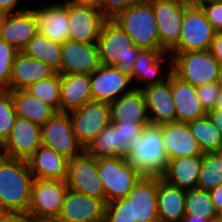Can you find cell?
Returning <instances> with one entry per match:
<instances>
[{
  "label": "cell",
  "mask_w": 222,
  "mask_h": 222,
  "mask_svg": "<svg viewBox=\"0 0 222 222\" xmlns=\"http://www.w3.org/2000/svg\"><path fill=\"white\" fill-rule=\"evenodd\" d=\"M34 181L27 160H0V212L28 213Z\"/></svg>",
  "instance_id": "6da1fadb"
},
{
  "label": "cell",
  "mask_w": 222,
  "mask_h": 222,
  "mask_svg": "<svg viewBox=\"0 0 222 222\" xmlns=\"http://www.w3.org/2000/svg\"><path fill=\"white\" fill-rule=\"evenodd\" d=\"M126 160L142 175L162 177L169 159L165 153L161 125L148 124L141 138L130 140Z\"/></svg>",
  "instance_id": "7a4b0ae2"
},
{
  "label": "cell",
  "mask_w": 222,
  "mask_h": 222,
  "mask_svg": "<svg viewBox=\"0 0 222 222\" xmlns=\"http://www.w3.org/2000/svg\"><path fill=\"white\" fill-rule=\"evenodd\" d=\"M97 46L101 65L114 66L132 75L141 48L133 44L129 35L114 20L106 19L102 24Z\"/></svg>",
  "instance_id": "3957f363"
},
{
  "label": "cell",
  "mask_w": 222,
  "mask_h": 222,
  "mask_svg": "<svg viewBox=\"0 0 222 222\" xmlns=\"http://www.w3.org/2000/svg\"><path fill=\"white\" fill-rule=\"evenodd\" d=\"M112 20L129 35L135 46L161 50L152 0L134 4L117 13Z\"/></svg>",
  "instance_id": "277c9868"
},
{
  "label": "cell",
  "mask_w": 222,
  "mask_h": 222,
  "mask_svg": "<svg viewBox=\"0 0 222 222\" xmlns=\"http://www.w3.org/2000/svg\"><path fill=\"white\" fill-rule=\"evenodd\" d=\"M168 54L172 72L181 80L194 87L217 82L221 64L209 50Z\"/></svg>",
  "instance_id": "5b68a950"
},
{
  "label": "cell",
  "mask_w": 222,
  "mask_h": 222,
  "mask_svg": "<svg viewBox=\"0 0 222 222\" xmlns=\"http://www.w3.org/2000/svg\"><path fill=\"white\" fill-rule=\"evenodd\" d=\"M97 169L104 188L106 204L126 198L142 176L123 157L97 158Z\"/></svg>",
  "instance_id": "8992f818"
},
{
  "label": "cell",
  "mask_w": 222,
  "mask_h": 222,
  "mask_svg": "<svg viewBox=\"0 0 222 222\" xmlns=\"http://www.w3.org/2000/svg\"><path fill=\"white\" fill-rule=\"evenodd\" d=\"M216 31L201 7L188 6L178 43L168 53L210 50Z\"/></svg>",
  "instance_id": "52a82bcc"
},
{
  "label": "cell",
  "mask_w": 222,
  "mask_h": 222,
  "mask_svg": "<svg viewBox=\"0 0 222 222\" xmlns=\"http://www.w3.org/2000/svg\"><path fill=\"white\" fill-rule=\"evenodd\" d=\"M67 192L64 180L34 179L27 214L33 222L57 218Z\"/></svg>",
  "instance_id": "ba28073f"
},
{
  "label": "cell",
  "mask_w": 222,
  "mask_h": 222,
  "mask_svg": "<svg viewBox=\"0 0 222 222\" xmlns=\"http://www.w3.org/2000/svg\"><path fill=\"white\" fill-rule=\"evenodd\" d=\"M42 145L72 159L85 151L78 141L69 113L56 112L41 126Z\"/></svg>",
  "instance_id": "9c48e42d"
},
{
  "label": "cell",
  "mask_w": 222,
  "mask_h": 222,
  "mask_svg": "<svg viewBox=\"0 0 222 222\" xmlns=\"http://www.w3.org/2000/svg\"><path fill=\"white\" fill-rule=\"evenodd\" d=\"M65 182L68 189L105 202L104 188L97 169V159L86 151L68 159Z\"/></svg>",
  "instance_id": "30bf717a"
},
{
  "label": "cell",
  "mask_w": 222,
  "mask_h": 222,
  "mask_svg": "<svg viewBox=\"0 0 222 222\" xmlns=\"http://www.w3.org/2000/svg\"><path fill=\"white\" fill-rule=\"evenodd\" d=\"M161 50L167 53L178 43L182 19L189 4L185 0H152Z\"/></svg>",
  "instance_id": "8fae6325"
},
{
  "label": "cell",
  "mask_w": 222,
  "mask_h": 222,
  "mask_svg": "<svg viewBox=\"0 0 222 222\" xmlns=\"http://www.w3.org/2000/svg\"><path fill=\"white\" fill-rule=\"evenodd\" d=\"M69 115L73 131L84 148L111 123L109 105L106 102L90 101L69 112Z\"/></svg>",
  "instance_id": "7c38bea8"
},
{
  "label": "cell",
  "mask_w": 222,
  "mask_h": 222,
  "mask_svg": "<svg viewBox=\"0 0 222 222\" xmlns=\"http://www.w3.org/2000/svg\"><path fill=\"white\" fill-rule=\"evenodd\" d=\"M131 77L114 66L100 65L90 74L92 101L110 103L131 92Z\"/></svg>",
  "instance_id": "4fadbf2b"
},
{
  "label": "cell",
  "mask_w": 222,
  "mask_h": 222,
  "mask_svg": "<svg viewBox=\"0 0 222 222\" xmlns=\"http://www.w3.org/2000/svg\"><path fill=\"white\" fill-rule=\"evenodd\" d=\"M38 7L29 8L35 17L38 33L61 44L69 40V3L53 1Z\"/></svg>",
  "instance_id": "5bb4252c"
},
{
  "label": "cell",
  "mask_w": 222,
  "mask_h": 222,
  "mask_svg": "<svg viewBox=\"0 0 222 222\" xmlns=\"http://www.w3.org/2000/svg\"><path fill=\"white\" fill-rule=\"evenodd\" d=\"M106 19L99 7L69 3V40L97 43L102 24Z\"/></svg>",
  "instance_id": "9a60e30c"
},
{
  "label": "cell",
  "mask_w": 222,
  "mask_h": 222,
  "mask_svg": "<svg viewBox=\"0 0 222 222\" xmlns=\"http://www.w3.org/2000/svg\"><path fill=\"white\" fill-rule=\"evenodd\" d=\"M41 145V126L17 117L4 142V151L7 158L27 160Z\"/></svg>",
  "instance_id": "2e32d148"
},
{
  "label": "cell",
  "mask_w": 222,
  "mask_h": 222,
  "mask_svg": "<svg viewBox=\"0 0 222 222\" xmlns=\"http://www.w3.org/2000/svg\"><path fill=\"white\" fill-rule=\"evenodd\" d=\"M106 203L68 189L57 219L64 222H104Z\"/></svg>",
  "instance_id": "e0dca14e"
},
{
  "label": "cell",
  "mask_w": 222,
  "mask_h": 222,
  "mask_svg": "<svg viewBox=\"0 0 222 222\" xmlns=\"http://www.w3.org/2000/svg\"><path fill=\"white\" fill-rule=\"evenodd\" d=\"M60 74H91L101 64L97 43L67 40L61 48Z\"/></svg>",
  "instance_id": "ac0fdd59"
},
{
  "label": "cell",
  "mask_w": 222,
  "mask_h": 222,
  "mask_svg": "<svg viewBox=\"0 0 222 222\" xmlns=\"http://www.w3.org/2000/svg\"><path fill=\"white\" fill-rule=\"evenodd\" d=\"M146 104L150 124L176 122L175 106L171 93V72L162 83L140 89Z\"/></svg>",
  "instance_id": "d6986e66"
},
{
  "label": "cell",
  "mask_w": 222,
  "mask_h": 222,
  "mask_svg": "<svg viewBox=\"0 0 222 222\" xmlns=\"http://www.w3.org/2000/svg\"><path fill=\"white\" fill-rule=\"evenodd\" d=\"M126 199L137 222H159L157 206V177L141 176Z\"/></svg>",
  "instance_id": "ffe728a7"
},
{
  "label": "cell",
  "mask_w": 222,
  "mask_h": 222,
  "mask_svg": "<svg viewBox=\"0 0 222 222\" xmlns=\"http://www.w3.org/2000/svg\"><path fill=\"white\" fill-rule=\"evenodd\" d=\"M161 133L164 150L169 160L204 155L187 123L176 121L161 124Z\"/></svg>",
  "instance_id": "44dd1931"
},
{
  "label": "cell",
  "mask_w": 222,
  "mask_h": 222,
  "mask_svg": "<svg viewBox=\"0 0 222 222\" xmlns=\"http://www.w3.org/2000/svg\"><path fill=\"white\" fill-rule=\"evenodd\" d=\"M170 56L165 50L143 49L139 50L138 59L133 65L131 80H139L141 86H134L136 89H142L146 86L162 83L168 78L169 73L172 71V58L168 57L167 62L168 70L165 77L159 75L162 70L163 61L165 57ZM157 75V76H156ZM160 76V77H158Z\"/></svg>",
  "instance_id": "7402d4cb"
},
{
  "label": "cell",
  "mask_w": 222,
  "mask_h": 222,
  "mask_svg": "<svg viewBox=\"0 0 222 222\" xmlns=\"http://www.w3.org/2000/svg\"><path fill=\"white\" fill-rule=\"evenodd\" d=\"M56 73L46 63L27 56L23 51H18L12 65L9 90L26 89L29 85L50 78Z\"/></svg>",
  "instance_id": "603a6c76"
},
{
  "label": "cell",
  "mask_w": 222,
  "mask_h": 222,
  "mask_svg": "<svg viewBox=\"0 0 222 222\" xmlns=\"http://www.w3.org/2000/svg\"><path fill=\"white\" fill-rule=\"evenodd\" d=\"M171 93L175 106L176 121L188 123L206 116L196 87L181 80L171 71Z\"/></svg>",
  "instance_id": "cb8c5ba5"
},
{
  "label": "cell",
  "mask_w": 222,
  "mask_h": 222,
  "mask_svg": "<svg viewBox=\"0 0 222 222\" xmlns=\"http://www.w3.org/2000/svg\"><path fill=\"white\" fill-rule=\"evenodd\" d=\"M38 33L35 17L27 8L19 13L7 14L0 33V39L22 51Z\"/></svg>",
  "instance_id": "d4e9b609"
},
{
  "label": "cell",
  "mask_w": 222,
  "mask_h": 222,
  "mask_svg": "<svg viewBox=\"0 0 222 222\" xmlns=\"http://www.w3.org/2000/svg\"><path fill=\"white\" fill-rule=\"evenodd\" d=\"M27 163L34 179L65 181L67 177L68 159L44 145L27 159Z\"/></svg>",
  "instance_id": "484cf974"
},
{
  "label": "cell",
  "mask_w": 222,
  "mask_h": 222,
  "mask_svg": "<svg viewBox=\"0 0 222 222\" xmlns=\"http://www.w3.org/2000/svg\"><path fill=\"white\" fill-rule=\"evenodd\" d=\"M90 101V74H60V112L69 113Z\"/></svg>",
  "instance_id": "4316f807"
},
{
  "label": "cell",
  "mask_w": 222,
  "mask_h": 222,
  "mask_svg": "<svg viewBox=\"0 0 222 222\" xmlns=\"http://www.w3.org/2000/svg\"><path fill=\"white\" fill-rule=\"evenodd\" d=\"M186 190L157 177V206L159 222H181L185 215Z\"/></svg>",
  "instance_id": "83f0119b"
},
{
  "label": "cell",
  "mask_w": 222,
  "mask_h": 222,
  "mask_svg": "<svg viewBox=\"0 0 222 222\" xmlns=\"http://www.w3.org/2000/svg\"><path fill=\"white\" fill-rule=\"evenodd\" d=\"M202 161L203 155L171 159L161 178L167 183L184 190L195 189L197 187Z\"/></svg>",
  "instance_id": "f1b7e54d"
},
{
  "label": "cell",
  "mask_w": 222,
  "mask_h": 222,
  "mask_svg": "<svg viewBox=\"0 0 222 222\" xmlns=\"http://www.w3.org/2000/svg\"><path fill=\"white\" fill-rule=\"evenodd\" d=\"M110 121L115 122H150L144 96L140 89L131 92L108 103Z\"/></svg>",
  "instance_id": "f546056e"
},
{
  "label": "cell",
  "mask_w": 222,
  "mask_h": 222,
  "mask_svg": "<svg viewBox=\"0 0 222 222\" xmlns=\"http://www.w3.org/2000/svg\"><path fill=\"white\" fill-rule=\"evenodd\" d=\"M85 151L97 158L128 156L127 146L123 142L120 128L109 123L102 131L86 146Z\"/></svg>",
  "instance_id": "4dcf8cb0"
},
{
  "label": "cell",
  "mask_w": 222,
  "mask_h": 222,
  "mask_svg": "<svg viewBox=\"0 0 222 222\" xmlns=\"http://www.w3.org/2000/svg\"><path fill=\"white\" fill-rule=\"evenodd\" d=\"M17 117L27 119L42 126L57 111L47 103L31 95L25 89L12 91Z\"/></svg>",
  "instance_id": "1f68e13d"
},
{
  "label": "cell",
  "mask_w": 222,
  "mask_h": 222,
  "mask_svg": "<svg viewBox=\"0 0 222 222\" xmlns=\"http://www.w3.org/2000/svg\"><path fill=\"white\" fill-rule=\"evenodd\" d=\"M61 48V43L52 41L44 35L37 33L22 51L27 56L46 63L57 73H60L62 63Z\"/></svg>",
  "instance_id": "d6a6232c"
},
{
  "label": "cell",
  "mask_w": 222,
  "mask_h": 222,
  "mask_svg": "<svg viewBox=\"0 0 222 222\" xmlns=\"http://www.w3.org/2000/svg\"><path fill=\"white\" fill-rule=\"evenodd\" d=\"M187 124L203 153L216 152L222 146V135L207 115Z\"/></svg>",
  "instance_id": "836d02e7"
},
{
  "label": "cell",
  "mask_w": 222,
  "mask_h": 222,
  "mask_svg": "<svg viewBox=\"0 0 222 222\" xmlns=\"http://www.w3.org/2000/svg\"><path fill=\"white\" fill-rule=\"evenodd\" d=\"M185 214L196 215L215 221L218 211L212 202L209 190H186Z\"/></svg>",
  "instance_id": "e575fe53"
},
{
  "label": "cell",
  "mask_w": 222,
  "mask_h": 222,
  "mask_svg": "<svg viewBox=\"0 0 222 222\" xmlns=\"http://www.w3.org/2000/svg\"><path fill=\"white\" fill-rule=\"evenodd\" d=\"M222 183V158L216 153H204L198 189L211 190Z\"/></svg>",
  "instance_id": "d590c367"
},
{
  "label": "cell",
  "mask_w": 222,
  "mask_h": 222,
  "mask_svg": "<svg viewBox=\"0 0 222 222\" xmlns=\"http://www.w3.org/2000/svg\"><path fill=\"white\" fill-rule=\"evenodd\" d=\"M25 90L60 112V73L39 80L29 85Z\"/></svg>",
  "instance_id": "8d00e7d4"
},
{
  "label": "cell",
  "mask_w": 222,
  "mask_h": 222,
  "mask_svg": "<svg viewBox=\"0 0 222 222\" xmlns=\"http://www.w3.org/2000/svg\"><path fill=\"white\" fill-rule=\"evenodd\" d=\"M16 118L12 91L0 89V140L3 143L9 137Z\"/></svg>",
  "instance_id": "74e56055"
},
{
  "label": "cell",
  "mask_w": 222,
  "mask_h": 222,
  "mask_svg": "<svg viewBox=\"0 0 222 222\" xmlns=\"http://www.w3.org/2000/svg\"><path fill=\"white\" fill-rule=\"evenodd\" d=\"M104 222H137L132 216L131 203L126 198L106 204Z\"/></svg>",
  "instance_id": "f35d334b"
},
{
  "label": "cell",
  "mask_w": 222,
  "mask_h": 222,
  "mask_svg": "<svg viewBox=\"0 0 222 222\" xmlns=\"http://www.w3.org/2000/svg\"><path fill=\"white\" fill-rule=\"evenodd\" d=\"M17 52L12 45L0 39V89L9 90L12 65Z\"/></svg>",
  "instance_id": "ab89813d"
},
{
  "label": "cell",
  "mask_w": 222,
  "mask_h": 222,
  "mask_svg": "<svg viewBox=\"0 0 222 222\" xmlns=\"http://www.w3.org/2000/svg\"><path fill=\"white\" fill-rule=\"evenodd\" d=\"M220 91L221 89L217 82H211L196 87L197 96L206 113L214 109Z\"/></svg>",
  "instance_id": "60d3db41"
},
{
  "label": "cell",
  "mask_w": 222,
  "mask_h": 222,
  "mask_svg": "<svg viewBox=\"0 0 222 222\" xmlns=\"http://www.w3.org/2000/svg\"><path fill=\"white\" fill-rule=\"evenodd\" d=\"M146 1L148 0H100L99 8L107 19H112L120 11Z\"/></svg>",
  "instance_id": "b9f144b4"
},
{
  "label": "cell",
  "mask_w": 222,
  "mask_h": 222,
  "mask_svg": "<svg viewBox=\"0 0 222 222\" xmlns=\"http://www.w3.org/2000/svg\"><path fill=\"white\" fill-rule=\"evenodd\" d=\"M113 124L120 128L123 135V142L128 147L130 140L141 138V132L150 122H115Z\"/></svg>",
  "instance_id": "7bdbcfd3"
},
{
  "label": "cell",
  "mask_w": 222,
  "mask_h": 222,
  "mask_svg": "<svg viewBox=\"0 0 222 222\" xmlns=\"http://www.w3.org/2000/svg\"><path fill=\"white\" fill-rule=\"evenodd\" d=\"M206 18L212 24L216 32H222V2L217 1L214 3L205 4L202 7Z\"/></svg>",
  "instance_id": "ee69618b"
},
{
  "label": "cell",
  "mask_w": 222,
  "mask_h": 222,
  "mask_svg": "<svg viewBox=\"0 0 222 222\" xmlns=\"http://www.w3.org/2000/svg\"><path fill=\"white\" fill-rule=\"evenodd\" d=\"M0 222H33L27 213L0 212Z\"/></svg>",
  "instance_id": "f6af8a7d"
},
{
  "label": "cell",
  "mask_w": 222,
  "mask_h": 222,
  "mask_svg": "<svg viewBox=\"0 0 222 222\" xmlns=\"http://www.w3.org/2000/svg\"><path fill=\"white\" fill-rule=\"evenodd\" d=\"M209 51L222 64V32L215 33Z\"/></svg>",
  "instance_id": "bcb514c9"
},
{
  "label": "cell",
  "mask_w": 222,
  "mask_h": 222,
  "mask_svg": "<svg viewBox=\"0 0 222 222\" xmlns=\"http://www.w3.org/2000/svg\"><path fill=\"white\" fill-rule=\"evenodd\" d=\"M20 0H0V10L5 11L7 14L11 13H19L22 11H25V6L23 7H17Z\"/></svg>",
  "instance_id": "7dc6e473"
},
{
  "label": "cell",
  "mask_w": 222,
  "mask_h": 222,
  "mask_svg": "<svg viewBox=\"0 0 222 222\" xmlns=\"http://www.w3.org/2000/svg\"><path fill=\"white\" fill-rule=\"evenodd\" d=\"M209 193L212 198V202L216 207V210L219 211L222 208V183L217 187L209 190Z\"/></svg>",
  "instance_id": "c3c4849f"
},
{
  "label": "cell",
  "mask_w": 222,
  "mask_h": 222,
  "mask_svg": "<svg viewBox=\"0 0 222 222\" xmlns=\"http://www.w3.org/2000/svg\"><path fill=\"white\" fill-rule=\"evenodd\" d=\"M222 135V110L213 109L206 114Z\"/></svg>",
  "instance_id": "681fc988"
},
{
  "label": "cell",
  "mask_w": 222,
  "mask_h": 222,
  "mask_svg": "<svg viewBox=\"0 0 222 222\" xmlns=\"http://www.w3.org/2000/svg\"><path fill=\"white\" fill-rule=\"evenodd\" d=\"M62 2L72 3L76 5H91V6L99 7L100 0H64Z\"/></svg>",
  "instance_id": "f907efd6"
},
{
  "label": "cell",
  "mask_w": 222,
  "mask_h": 222,
  "mask_svg": "<svg viewBox=\"0 0 222 222\" xmlns=\"http://www.w3.org/2000/svg\"><path fill=\"white\" fill-rule=\"evenodd\" d=\"M181 222H214V221L203 217H197L196 215L185 214Z\"/></svg>",
  "instance_id": "816d5d0a"
},
{
  "label": "cell",
  "mask_w": 222,
  "mask_h": 222,
  "mask_svg": "<svg viewBox=\"0 0 222 222\" xmlns=\"http://www.w3.org/2000/svg\"><path fill=\"white\" fill-rule=\"evenodd\" d=\"M190 6L202 7L205 4L214 3L218 0H185Z\"/></svg>",
  "instance_id": "f5cc1de1"
},
{
  "label": "cell",
  "mask_w": 222,
  "mask_h": 222,
  "mask_svg": "<svg viewBox=\"0 0 222 222\" xmlns=\"http://www.w3.org/2000/svg\"><path fill=\"white\" fill-rule=\"evenodd\" d=\"M214 109L222 110V89L220 91V94L218 96Z\"/></svg>",
  "instance_id": "db71d44e"
},
{
  "label": "cell",
  "mask_w": 222,
  "mask_h": 222,
  "mask_svg": "<svg viewBox=\"0 0 222 222\" xmlns=\"http://www.w3.org/2000/svg\"><path fill=\"white\" fill-rule=\"evenodd\" d=\"M6 16H7V13L3 10H0V33H1V29H2Z\"/></svg>",
  "instance_id": "11a10c76"
},
{
  "label": "cell",
  "mask_w": 222,
  "mask_h": 222,
  "mask_svg": "<svg viewBox=\"0 0 222 222\" xmlns=\"http://www.w3.org/2000/svg\"><path fill=\"white\" fill-rule=\"evenodd\" d=\"M6 157L4 151V143L0 140V160Z\"/></svg>",
  "instance_id": "9f6ffc18"
},
{
  "label": "cell",
  "mask_w": 222,
  "mask_h": 222,
  "mask_svg": "<svg viewBox=\"0 0 222 222\" xmlns=\"http://www.w3.org/2000/svg\"><path fill=\"white\" fill-rule=\"evenodd\" d=\"M217 83L219 84L220 89H222V64H221V67H220Z\"/></svg>",
  "instance_id": "6f0895ef"
},
{
  "label": "cell",
  "mask_w": 222,
  "mask_h": 222,
  "mask_svg": "<svg viewBox=\"0 0 222 222\" xmlns=\"http://www.w3.org/2000/svg\"><path fill=\"white\" fill-rule=\"evenodd\" d=\"M39 222H64V221H61L57 218H50V219L42 220V221H39Z\"/></svg>",
  "instance_id": "680465c9"
},
{
  "label": "cell",
  "mask_w": 222,
  "mask_h": 222,
  "mask_svg": "<svg viewBox=\"0 0 222 222\" xmlns=\"http://www.w3.org/2000/svg\"><path fill=\"white\" fill-rule=\"evenodd\" d=\"M216 153L222 158V146L216 151Z\"/></svg>",
  "instance_id": "91938a15"
},
{
  "label": "cell",
  "mask_w": 222,
  "mask_h": 222,
  "mask_svg": "<svg viewBox=\"0 0 222 222\" xmlns=\"http://www.w3.org/2000/svg\"><path fill=\"white\" fill-rule=\"evenodd\" d=\"M214 222H222V217H216Z\"/></svg>",
  "instance_id": "94428289"
},
{
  "label": "cell",
  "mask_w": 222,
  "mask_h": 222,
  "mask_svg": "<svg viewBox=\"0 0 222 222\" xmlns=\"http://www.w3.org/2000/svg\"><path fill=\"white\" fill-rule=\"evenodd\" d=\"M217 217H222V208L218 211Z\"/></svg>",
  "instance_id": "6125c7cd"
}]
</instances>
